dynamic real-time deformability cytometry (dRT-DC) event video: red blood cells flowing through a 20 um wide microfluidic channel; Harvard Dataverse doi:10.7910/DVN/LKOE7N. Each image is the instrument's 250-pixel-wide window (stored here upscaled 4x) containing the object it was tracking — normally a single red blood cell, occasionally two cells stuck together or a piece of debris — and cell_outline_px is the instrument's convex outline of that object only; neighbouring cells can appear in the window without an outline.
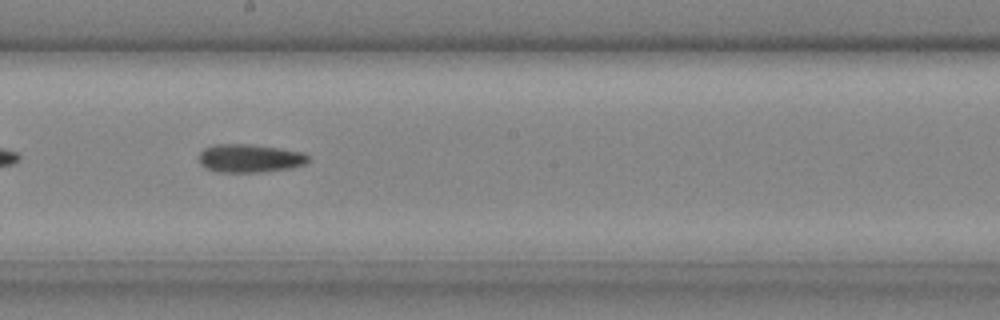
{"species": "common noctule bat (a hibernating species)", "species_latin": "Nyctalus noctula", "temperature_condition": "cold", "stored_images_in_passage": 25, "camera_frame_rate_fps": 3000, "um_per_image_px": 0.085, "animal": {"sex": "male", "body_mass_g": 20.4}, "frame": {"image": 1, "passage_image": 11, "time_ms": 3.333, "image_size_px": [1000, 320], "cell_outline_px": [[308, 160], [304, 164], [292, 168], [264, 172], [216, 172], [204, 168], [200, 164], [200, 152], [204, 148], [216, 144], [252, 144], [280, 148], [304, 152], [308, 156]], "centroid_in_image_um": [21.22, 13.46], "position_along_channel_um": 227.0, "area_um2": 18.21}}